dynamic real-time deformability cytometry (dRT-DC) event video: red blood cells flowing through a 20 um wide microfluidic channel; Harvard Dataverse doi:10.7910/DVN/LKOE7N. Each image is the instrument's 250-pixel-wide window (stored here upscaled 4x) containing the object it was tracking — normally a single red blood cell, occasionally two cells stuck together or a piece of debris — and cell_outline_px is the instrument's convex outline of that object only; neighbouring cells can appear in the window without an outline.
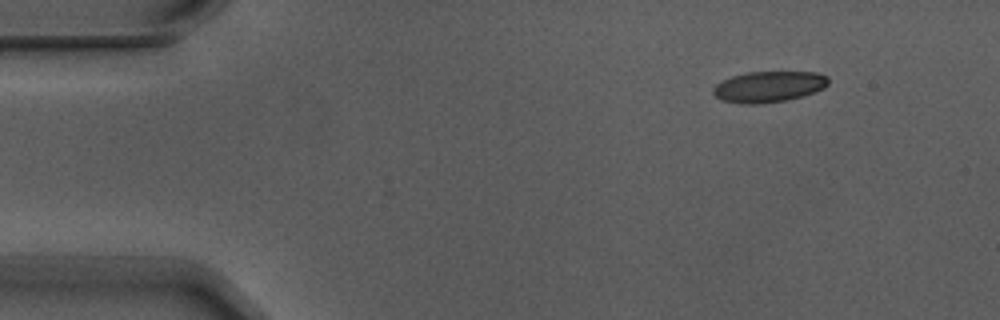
{"species": "Egyptian fruit bat (a non-hibernating species)", "species_latin": "Rousettus aegyptiacus", "temperature_condition": "warm", "stored_images_in_passage": 4, "camera_frame_rate_fps": 3000, "um_per_image_px": 0.085, "animal": {"sex": "male"}, "frame": {"image": 1, "passage_image": 2, "time_ms": 0.333, "image_size_px": [1000, 320], "cell_outline_px": [[828, 84], [824, 88], [804, 96], [788, 100], [760, 104], [740, 104], [720, 100], [712, 92], [712, 88], [716, 84], [732, 76], [748, 72], [816, 72], [828, 76]], "centroid_in_image_um": [65.34, 7.38], "position_along_channel_um": 19.7, "area_um2": 20.98}}